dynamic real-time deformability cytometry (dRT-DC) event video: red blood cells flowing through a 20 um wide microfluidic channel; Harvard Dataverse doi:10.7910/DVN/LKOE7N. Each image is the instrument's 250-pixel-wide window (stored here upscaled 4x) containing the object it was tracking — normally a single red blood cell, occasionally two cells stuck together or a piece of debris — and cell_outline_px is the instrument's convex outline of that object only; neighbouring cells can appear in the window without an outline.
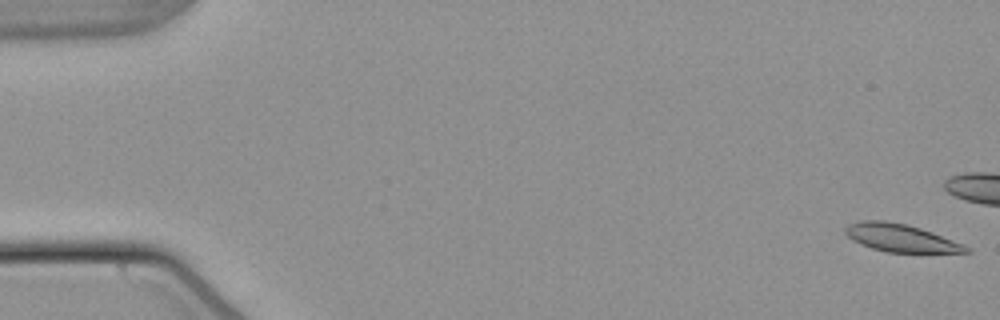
{"species": "common noctule bat (a hibernating species)", "species_latin": "Nyctalus noctula", "temperature_condition": "warm", "stored_images_in_passage": 44, "camera_frame_rate_fps": 3000, "um_per_image_px": 0.085, "animal": {"sex": "male", "body_mass_g": 21.5, "forearm_length_mm": 52.0}, "frame": {"image": 1, "passage_image": 1, "time_ms": 0.0, "image_size_px": [1000, 320], "cell_outline_px": [[972, 252], [888, 252], [872, 248], [860, 244], [852, 240], [844, 232], [844, 228], [848, 224], [860, 220], [880, 220], [904, 224], [920, 228], [932, 232], [964, 244]], "centroid_in_image_um": [76.52, 20.22], "position_along_channel_um": 8.5, "area_um2": 19.31}}
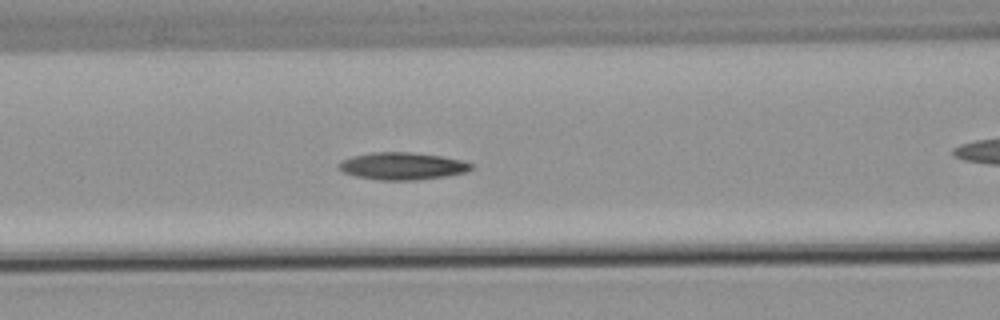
{"frame": {"image": 2, "passage_image": 23, "time_ms": 7.333, "image_size_px": [1000, 320], "cell_outline_px": [[472, 168], [464, 172], [444, 176], [416, 180], [380, 180], [356, 176], [344, 172], [340, 168], [340, 160], [352, 156], [372, 152], [412, 152], [440, 156], [460, 160], [472, 164]], "centroid_in_image_um": [34.17, 14.11], "position_along_channel_um": 132.4, "area_um2": 20.75}}
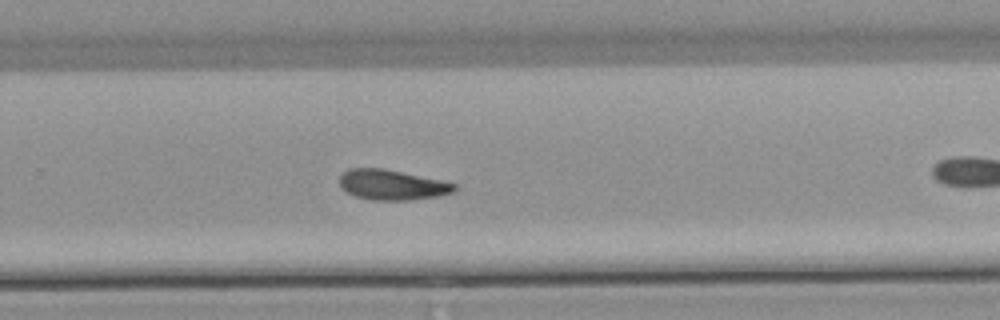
{"frame": {"image": 3, "passage_image": 36, "time_ms": 11.667, "image_size_px": [1000, 320], "cell_outline_px": [[456, 188], [452, 192], [436, 196], [412, 200], [372, 200], [356, 196], [340, 188], [340, 176], [348, 168], [384, 168], [440, 180], [456, 184]], "centroid_in_image_um": [33.29, 15.7], "position_along_channel_um": 296.5, "area_um2": 20.06}}